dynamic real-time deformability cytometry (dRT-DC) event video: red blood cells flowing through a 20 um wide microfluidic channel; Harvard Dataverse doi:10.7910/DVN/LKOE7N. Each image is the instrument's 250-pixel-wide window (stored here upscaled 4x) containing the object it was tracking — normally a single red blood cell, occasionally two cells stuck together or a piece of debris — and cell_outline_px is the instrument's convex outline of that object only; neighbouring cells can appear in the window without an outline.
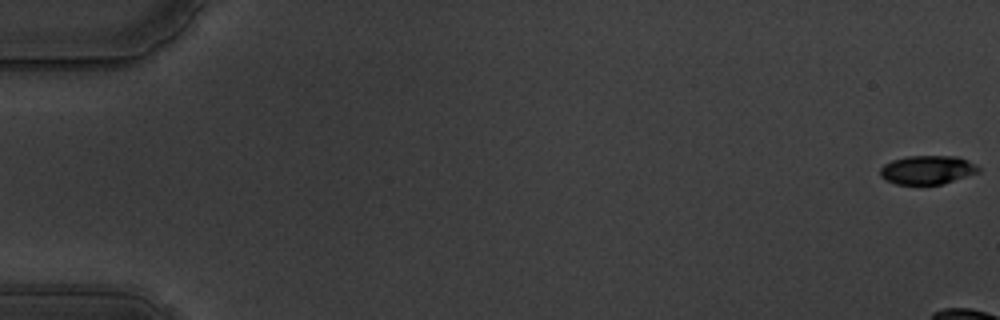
{"species": "common noctule bat (a hibernating species)", "species_latin": "Nyctalus noctula", "temperature_condition": "warm", "stored_images_in_passage": 11, "camera_frame_rate_fps": 3000, "um_per_image_px": 0.085, "animal": {"sex": "male", "body_mass_g": 19.5, "forearm_length_mm": 54.6}, "frame": {"image": 1, "passage_image": 1, "time_ms": 0.0, "image_size_px": [1000, 320], "cell_outline_px": [[980, 172], [944, 184], [896, 184], [884, 180], [880, 176], [880, 168], [884, 164], [892, 160], [908, 156], [956, 156], [968, 160], [976, 164], [980, 168]], "centroid_in_image_um": [78.84, 14.44], "position_along_channel_um": 6.2, "area_um2": 16.65}}